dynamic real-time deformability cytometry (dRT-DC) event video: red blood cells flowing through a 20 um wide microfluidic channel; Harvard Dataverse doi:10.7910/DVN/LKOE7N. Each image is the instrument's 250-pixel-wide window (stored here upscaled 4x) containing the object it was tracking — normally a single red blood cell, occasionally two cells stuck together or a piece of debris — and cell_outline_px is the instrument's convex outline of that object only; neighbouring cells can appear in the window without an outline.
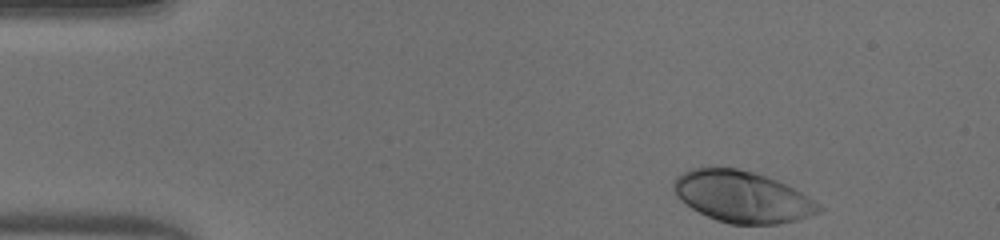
{"species": "human", "species_latin": "Homo sapiens", "temperature_condition": "warm", "stored_images_in_passage": 45, "camera_frame_rate_fps": 3000, "um_per_image_px": 0.085, "donor": {"sex": "male"}, "frame": {"image": 1, "passage_image": 1, "time_ms": 0.0, "image_size_px": [1000, 240], "cell_outline_px": [[824, 208], [820, 212], [796, 220], [776, 224], [728, 224], [716, 220], [692, 208], [680, 200], [676, 196], [672, 188], [672, 184], [676, 176], [692, 168], [736, 168], [752, 172], [776, 180], [808, 196], [820, 204]], "centroid_in_image_um": [63.07, 16.73], "position_along_channel_um": 21.9, "area_um2": 43.18}}
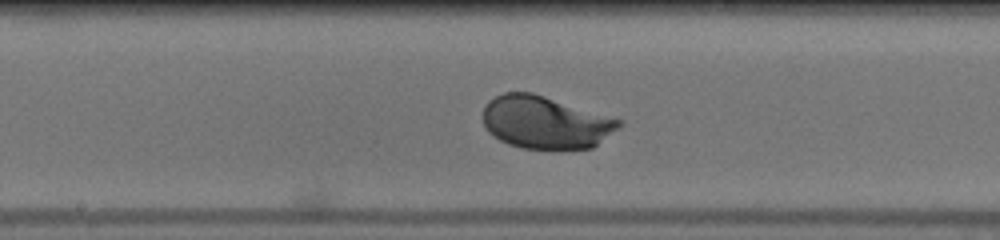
{"frame": {"image": 2, "passage_image": 21, "time_ms": 6.667, "image_size_px": [1000, 240], "cell_outline_px": [[624, 120], [616, 128], [592, 148], [520, 148], [508, 144], [500, 140], [488, 132], [484, 124], [484, 108], [488, 100], [504, 92], [532, 92]], "centroid_in_image_um": [46.32, 10.38], "position_along_channel_um": 201.9, "area_um2": 41.27}}
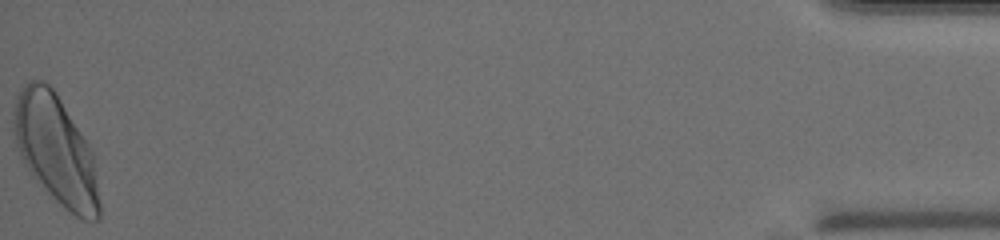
{"frame": {"image": 3, "passage_image": 45, "time_ms": 14.667, "image_size_px": [1000, 240], "cell_outline_px": [[100, 220], [92, 224], [76, 216], [64, 208], [48, 196], [28, 172], [20, 156], [16, 144], [12, 128], [12, 112], [16, 96], [20, 88], [28, 80], [44, 80], [56, 92], [88, 144], [92, 152], [100, 200]], "centroid_in_image_um": [4.71, 12.78], "position_along_channel_um": 430.5, "area_um2": 55.37}, "authors_computed_cell_mechanics": {"area_um2": 42.4252, "velocity_mm_per_s": 4.0527, "shape_relaxation_time_tau1_ms": 2.0367, "shape_relaxation_time_tau2_ms": null, "deformation_change_tau1": 0.1563, "deformation_change_tau2": null}}